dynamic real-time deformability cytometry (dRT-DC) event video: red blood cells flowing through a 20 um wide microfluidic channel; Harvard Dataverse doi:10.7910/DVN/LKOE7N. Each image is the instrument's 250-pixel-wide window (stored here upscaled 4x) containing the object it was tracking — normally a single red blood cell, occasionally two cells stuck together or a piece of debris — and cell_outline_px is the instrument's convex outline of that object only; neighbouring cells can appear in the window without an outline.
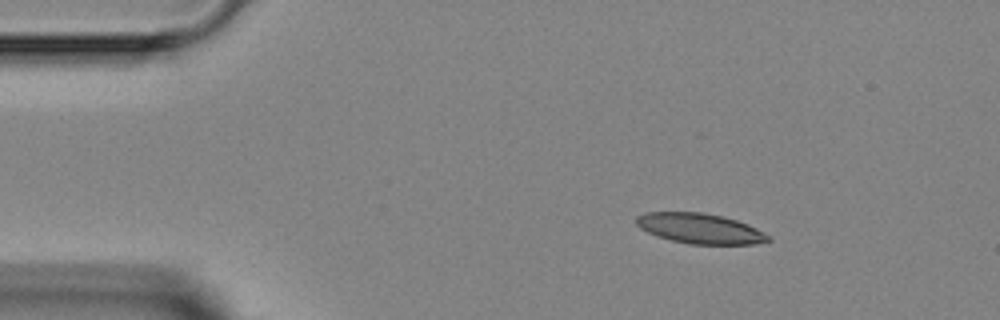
{"species": "Egyptian fruit bat (a non-hibernating species)", "species_latin": "Rousettus aegyptiacus", "temperature_condition": "room temperature", "stored_images_in_passage": 6, "camera_frame_rate_fps": 3000, "um_per_image_px": 0.085, "animal": {"sex": "female"}, "frame": {"image": 1, "passage_image": 1, "time_ms": 0.0, "image_size_px": [1000, 320], "cell_outline_px": [[772, 240], [752, 244], [688, 244], [672, 240], [648, 232], [640, 228], [636, 224], [636, 216], [644, 212], [700, 212], [724, 216], [748, 224], [772, 236]], "centroid_in_image_um": [59.52, 19.41], "position_along_channel_um": 25.5, "area_um2": 23.24}}
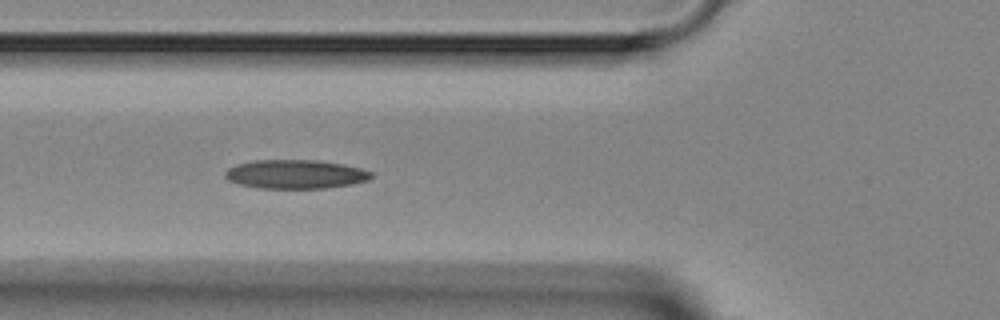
{"frame": {"image": 2, "passage_image": 4, "time_ms": 3.333, "image_size_px": [1000, 320], "cell_outline_px": [[372, 176], [368, 180], [352, 184], [324, 188], [260, 188], [240, 184], [228, 180], [224, 176], [224, 172], [228, 168], [236, 164], [252, 160], [320, 160], [344, 164], [360, 168], [372, 172]], "centroid_in_image_um": [25.1, 14.8], "position_along_channel_um": 100.7, "area_um2": 24.68}}
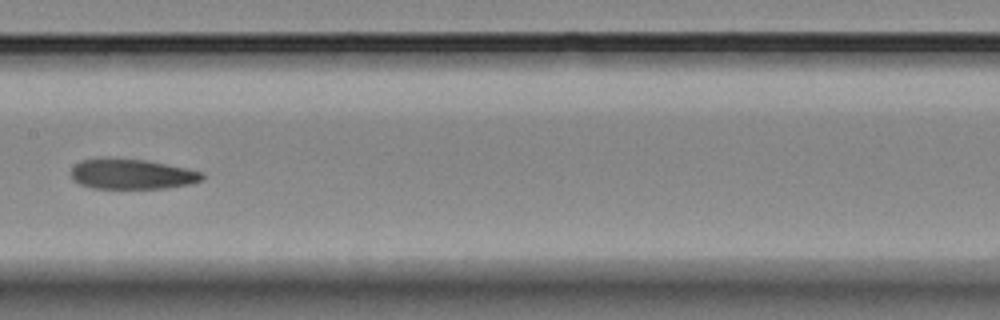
{"frame": {"image": 3, "passage_image": 6, "time_ms": 5.667, "image_size_px": [1000, 320], "cell_outline_px": [[204, 180], [188, 184], [168, 188], [92, 188], [80, 184], [72, 176], [72, 168], [80, 160], [100, 156], [112, 156], [148, 160], [204, 172]], "centroid_in_image_um": [11.2, 14.76], "position_along_channel_um": 196.2, "area_um2": 23.58}}